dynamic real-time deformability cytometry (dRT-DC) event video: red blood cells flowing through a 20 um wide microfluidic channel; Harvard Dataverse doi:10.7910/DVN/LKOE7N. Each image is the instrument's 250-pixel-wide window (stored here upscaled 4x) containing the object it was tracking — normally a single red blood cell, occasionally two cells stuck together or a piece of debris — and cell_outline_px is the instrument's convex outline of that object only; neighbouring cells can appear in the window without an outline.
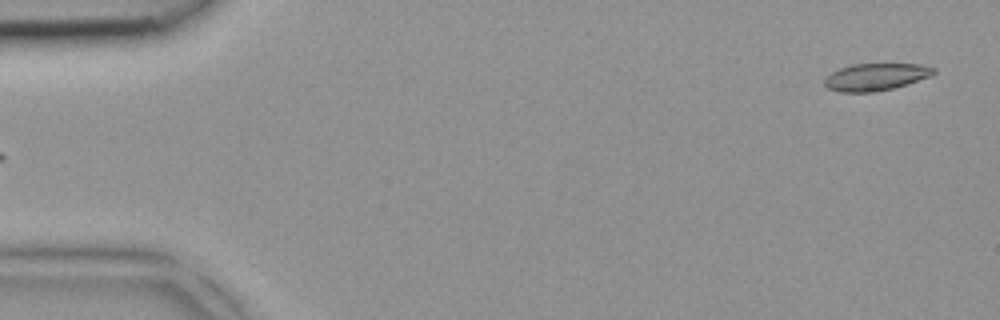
{"species": "common noctule bat (a hibernating species)", "species_latin": "Nyctalus noctula", "temperature_condition": "room temperature", "stored_images_in_passage": 4, "camera_frame_rate_fps": 3000, "um_per_image_px": 0.085, "animal": {"sex": "female", "body_mass_g": 18.4}, "frame": {"image": 1, "passage_image": 4, "time_ms": 1.0, "image_size_px": [1000, 320], "cell_outline_px": [[936, 72], [932, 76], [908, 84], [876, 92], [840, 92], [828, 88], [824, 84], [824, 80], [832, 72], [840, 68], [852, 64], [920, 64], [936, 68]], "centroid_in_image_um": [74.48, 6.54], "position_along_channel_um": 10.5, "area_um2": 17.34}}